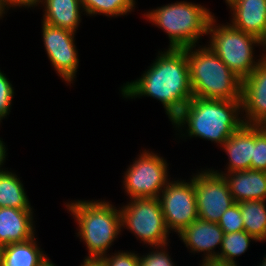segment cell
Listing matches in <instances>:
<instances>
[{"mask_svg":"<svg viewBox=\"0 0 266 266\" xmlns=\"http://www.w3.org/2000/svg\"><path fill=\"white\" fill-rule=\"evenodd\" d=\"M121 94L128 99L153 97L172 121L193 98L186 48L159 51L141 77L121 86Z\"/></svg>","mask_w":266,"mask_h":266,"instance_id":"1","label":"cell"},{"mask_svg":"<svg viewBox=\"0 0 266 266\" xmlns=\"http://www.w3.org/2000/svg\"><path fill=\"white\" fill-rule=\"evenodd\" d=\"M241 112V100H216L193 96L171 122L175 130L180 131L182 138L199 137L222 146L244 125ZM182 128L186 135L182 133Z\"/></svg>","mask_w":266,"mask_h":266,"instance_id":"2","label":"cell"},{"mask_svg":"<svg viewBox=\"0 0 266 266\" xmlns=\"http://www.w3.org/2000/svg\"><path fill=\"white\" fill-rule=\"evenodd\" d=\"M76 219L77 237L88 249L84 258H98L107 255L108 249L121 233V212L109 201L74 200L65 203Z\"/></svg>","mask_w":266,"mask_h":266,"instance_id":"3","label":"cell"},{"mask_svg":"<svg viewBox=\"0 0 266 266\" xmlns=\"http://www.w3.org/2000/svg\"><path fill=\"white\" fill-rule=\"evenodd\" d=\"M186 47L194 97L241 100V79L207 45Z\"/></svg>","mask_w":266,"mask_h":266,"instance_id":"4","label":"cell"},{"mask_svg":"<svg viewBox=\"0 0 266 266\" xmlns=\"http://www.w3.org/2000/svg\"><path fill=\"white\" fill-rule=\"evenodd\" d=\"M143 16L169 37L168 48L182 49L195 46L207 35L214 13L201 4L176 1L148 11Z\"/></svg>","mask_w":266,"mask_h":266,"instance_id":"5","label":"cell"},{"mask_svg":"<svg viewBox=\"0 0 266 266\" xmlns=\"http://www.w3.org/2000/svg\"><path fill=\"white\" fill-rule=\"evenodd\" d=\"M215 16L208 26L210 35L208 47L228 66L241 80L245 79L253 69L264 59H256L254 46H263V41L254 35L234 28L230 23L215 24ZM256 59V60H255Z\"/></svg>","mask_w":266,"mask_h":266,"instance_id":"6","label":"cell"},{"mask_svg":"<svg viewBox=\"0 0 266 266\" xmlns=\"http://www.w3.org/2000/svg\"><path fill=\"white\" fill-rule=\"evenodd\" d=\"M120 207L121 226L149 247L169 244V233L158 198H135Z\"/></svg>","mask_w":266,"mask_h":266,"instance_id":"7","label":"cell"},{"mask_svg":"<svg viewBox=\"0 0 266 266\" xmlns=\"http://www.w3.org/2000/svg\"><path fill=\"white\" fill-rule=\"evenodd\" d=\"M138 158L126 169L123 188L130 199L158 198L167 182L168 163L158 153L142 150Z\"/></svg>","mask_w":266,"mask_h":266,"instance_id":"8","label":"cell"},{"mask_svg":"<svg viewBox=\"0 0 266 266\" xmlns=\"http://www.w3.org/2000/svg\"><path fill=\"white\" fill-rule=\"evenodd\" d=\"M158 199L169 231L179 234L198 219L194 174L190 182L169 180Z\"/></svg>","mask_w":266,"mask_h":266,"instance_id":"9","label":"cell"},{"mask_svg":"<svg viewBox=\"0 0 266 266\" xmlns=\"http://www.w3.org/2000/svg\"><path fill=\"white\" fill-rule=\"evenodd\" d=\"M194 188L198 219L218 223L221 215L235 204L227 181L211 168L194 175Z\"/></svg>","mask_w":266,"mask_h":266,"instance_id":"10","label":"cell"},{"mask_svg":"<svg viewBox=\"0 0 266 266\" xmlns=\"http://www.w3.org/2000/svg\"><path fill=\"white\" fill-rule=\"evenodd\" d=\"M46 54L54 70L68 85L73 83L79 65L75 33L42 21Z\"/></svg>","mask_w":266,"mask_h":266,"instance_id":"11","label":"cell"},{"mask_svg":"<svg viewBox=\"0 0 266 266\" xmlns=\"http://www.w3.org/2000/svg\"><path fill=\"white\" fill-rule=\"evenodd\" d=\"M241 108L244 124L266 125V59L241 81Z\"/></svg>","mask_w":266,"mask_h":266,"instance_id":"12","label":"cell"},{"mask_svg":"<svg viewBox=\"0 0 266 266\" xmlns=\"http://www.w3.org/2000/svg\"><path fill=\"white\" fill-rule=\"evenodd\" d=\"M224 231L218 223L196 219L184 228L178 235L191 253H204L201 261H218V254L214 250L221 247Z\"/></svg>","mask_w":266,"mask_h":266,"instance_id":"13","label":"cell"},{"mask_svg":"<svg viewBox=\"0 0 266 266\" xmlns=\"http://www.w3.org/2000/svg\"><path fill=\"white\" fill-rule=\"evenodd\" d=\"M230 24L245 33L266 39V0H230Z\"/></svg>","mask_w":266,"mask_h":266,"instance_id":"14","label":"cell"},{"mask_svg":"<svg viewBox=\"0 0 266 266\" xmlns=\"http://www.w3.org/2000/svg\"><path fill=\"white\" fill-rule=\"evenodd\" d=\"M211 170L223 175L235 203L248 200L266 201V171L249 169L225 173L214 168Z\"/></svg>","mask_w":266,"mask_h":266,"instance_id":"15","label":"cell"},{"mask_svg":"<svg viewBox=\"0 0 266 266\" xmlns=\"http://www.w3.org/2000/svg\"><path fill=\"white\" fill-rule=\"evenodd\" d=\"M33 213V210L0 207V248L35 236Z\"/></svg>","mask_w":266,"mask_h":266,"instance_id":"16","label":"cell"},{"mask_svg":"<svg viewBox=\"0 0 266 266\" xmlns=\"http://www.w3.org/2000/svg\"><path fill=\"white\" fill-rule=\"evenodd\" d=\"M228 156L226 173L251 169L253 157V125L244 124L221 146Z\"/></svg>","mask_w":266,"mask_h":266,"instance_id":"17","label":"cell"},{"mask_svg":"<svg viewBox=\"0 0 266 266\" xmlns=\"http://www.w3.org/2000/svg\"><path fill=\"white\" fill-rule=\"evenodd\" d=\"M39 4L44 5L43 22L76 33L84 12L81 0H40Z\"/></svg>","mask_w":266,"mask_h":266,"instance_id":"18","label":"cell"},{"mask_svg":"<svg viewBox=\"0 0 266 266\" xmlns=\"http://www.w3.org/2000/svg\"><path fill=\"white\" fill-rule=\"evenodd\" d=\"M46 253L39 247L36 237L0 248V266H38Z\"/></svg>","mask_w":266,"mask_h":266,"instance_id":"19","label":"cell"},{"mask_svg":"<svg viewBox=\"0 0 266 266\" xmlns=\"http://www.w3.org/2000/svg\"><path fill=\"white\" fill-rule=\"evenodd\" d=\"M0 207L33 210L23 183L13 171L0 172Z\"/></svg>","mask_w":266,"mask_h":266,"instance_id":"20","label":"cell"},{"mask_svg":"<svg viewBox=\"0 0 266 266\" xmlns=\"http://www.w3.org/2000/svg\"><path fill=\"white\" fill-rule=\"evenodd\" d=\"M266 202L264 200H248L239 202L244 231L258 242L266 241Z\"/></svg>","mask_w":266,"mask_h":266,"instance_id":"21","label":"cell"},{"mask_svg":"<svg viewBox=\"0 0 266 266\" xmlns=\"http://www.w3.org/2000/svg\"><path fill=\"white\" fill-rule=\"evenodd\" d=\"M251 241L257 242L253 236L249 235L244 230L240 232L225 233L221 247L219 248L218 262L237 264V261H235L236 257L248 250Z\"/></svg>","mask_w":266,"mask_h":266,"instance_id":"22","label":"cell"},{"mask_svg":"<svg viewBox=\"0 0 266 266\" xmlns=\"http://www.w3.org/2000/svg\"><path fill=\"white\" fill-rule=\"evenodd\" d=\"M84 14L118 17L128 15L135 9L136 0H81Z\"/></svg>","mask_w":266,"mask_h":266,"instance_id":"23","label":"cell"},{"mask_svg":"<svg viewBox=\"0 0 266 266\" xmlns=\"http://www.w3.org/2000/svg\"><path fill=\"white\" fill-rule=\"evenodd\" d=\"M251 169L266 171V125H253Z\"/></svg>","mask_w":266,"mask_h":266,"instance_id":"24","label":"cell"},{"mask_svg":"<svg viewBox=\"0 0 266 266\" xmlns=\"http://www.w3.org/2000/svg\"><path fill=\"white\" fill-rule=\"evenodd\" d=\"M218 225L222 228L224 233L240 232L244 230L239 203H235L221 215Z\"/></svg>","mask_w":266,"mask_h":266,"instance_id":"25","label":"cell"},{"mask_svg":"<svg viewBox=\"0 0 266 266\" xmlns=\"http://www.w3.org/2000/svg\"><path fill=\"white\" fill-rule=\"evenodd\" d=\"M167 246L169 245L154 246L151 248L154 251H149V253L141 256L138 254L139 266H175L171 260L172 258L168 254Z\"/></svg>","mask_w":266,"mask_h":266,"instance_id":"26","label":"cell"},{"mask_svg":"<svg viewBox=\"0 0 266 266\" xmlns=\"http://www.w3.org/2000/svg\"><path fill=\"white\" fill-rule=\"evenodd\" d=\"M14 87L10 80L0 69V123L11 112V104L14 96Z\"/></svg>","mask_w":266,"mask_h":266,"instance_id":"27","label":"cell"},{"mask_svg":"<svg viewBox=\"0 0 266 266\" xmlns=\"http://www.w3.org/2000/svg\"><path fill=\"white\" fill-rule=\"evenodd\" d=\"M112 254L100 258L105 266H139L138 254H135V252L120 250Z\"/></svg>","mask_w":266,"mask_h":266,"instance_id":"28","label":"cell"},{"mask_svg":"<svg viewBox=\"0 0 266 266\" xmlns=\"http://www.w3.org/2000/svg\"><path fill=\"white\" fill-rule=\"evenodd\" d=\"M39 1L40 0H0L2 6L5 8L6 11L9 10L11 7L16 8V6L19 8H35L39 5Z\"/></svg>","mask_w":266,"mask_h":266,"instance_id":"29","label":"cell"},{"mask_svg":"<svg viewBox=\"0 0 266 266\" xmlns=\"http://www.w3.org/2000/svg\"><path fill=\"white\" fill-rule=\"evenodd\" d=\"M7 154L8 153H7V149H6V146L4 144V141H3V139L0 138V172L6 170V168L4 169L2 166L5 163V159H6Z\"/></svg>","mask_w":266,"mask_h":266,"instance_id":"30","label":"cell"},{"mask_svg":"<svg viewBox=\"0 0 266 266\" xmlns=\"http://www.w3.org/2000/svg\"><path fill=\"white\" fill-rule=\"evenodd\" d=\"M80 266H105V264L98 258H84Z\"/></svg>","mask_w":266,"mask_h":266,"instance_id":"31","label":"cell"},{"mask_svg":"<svg viewBox=\"0 0 266 266\" xmlns=\"http://www.w3.org/2000/svg\"><path fill=\"white\" fill-rule=\"evenodd\" d=\"M200 266H237V264H226V263H221L218 261H202L201 264H199Z\"/></svg>","mask_w":266,"mask_h":266,"instance_id":"32","label":"cell"},{"mask_svg":"<svg viewBox=\"0 0 266 266\" xmlns=\"http://www.w3.org/2000/svg\"><path fill=\"white\" fill-rule=\"evenodd\" d=\"M38 266H56L55 264H53V262L45 256V258L40 262V264Z\"/></svg>","mask_w":266,"mask_h":266,"instance_id":"33","label":"cell"},{"mask_svg":"<svg viewBox=\"0 0 266 266\" xmlns=\"http://www.w3.org/2000/svg\"><path fill=\"white\" fill-rule=\"evenodd\" d=\"M4 14H6V10L0 2V19H2L4 17Z\"/></svg>","mask_w":266,"mask_h":266,"instance_id":"34","label":"cell"},{"mask_svg":"<svg viewBox=\"0 0 266 266\" xmlns=\"http://www.w3.org/2000/svg\"><path fill=\"white\" fill-rule=\"evenodd\" d=\"M266 50V39L263 41V51ZM266 52V51H264ZM264 59H266V53H262Z\"/></svg>","mask_w":266,"mask_h":266,"instance_id":"35","label":"cell"},{"mask_svg":"<svg viewBox=\"0 0 266 266\" xmlns=\"http://www.w3.org/2000/svg\"><path fill=\"white\" fill-rule=\"evenodd\" d=\"M259 266H266V255L264 256V258H263V260H262V262L260 263Z\"/></svg>","mask_w":266,"mask_h":266,"instance_id":"36","label":"cell"}]
</instances>
